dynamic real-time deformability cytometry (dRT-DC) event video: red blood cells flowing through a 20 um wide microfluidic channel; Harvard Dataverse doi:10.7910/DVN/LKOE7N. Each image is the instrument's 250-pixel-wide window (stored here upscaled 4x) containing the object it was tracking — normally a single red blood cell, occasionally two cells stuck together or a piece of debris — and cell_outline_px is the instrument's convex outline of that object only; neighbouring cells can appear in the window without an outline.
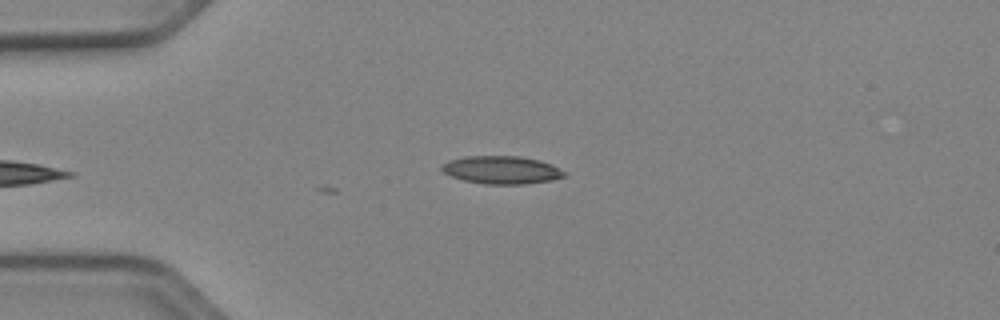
{"species": "Egyptian fruit bat (a non-hibernating species)", "species_latin": "Rousettus aegyptiacus", "temperature_condition": "cold", "stored_images_in_passage": 3, "camera_frame_rate_fps": 3000, "um_per_image_px": 0.085, "animal": {"sex": "female"}, "frame": {"image": 1, "passage_image": 3, "time_ms": 0.667, "image_size_px": [1000, 320], "cell_outline_px": [[568, 172], [564, 176], [552, 180], [524, 184], [484, 184], [464, 180], [452, 176], [444, 172], [440, 168], [440, 164], [448, 160], [464, 156], [520, 156], [540, 160], [552, 164]], "centroid_in_image_um": [42.64, 14.43], "position_along_channel_um": 42.4, "area_um2": 20.11}}